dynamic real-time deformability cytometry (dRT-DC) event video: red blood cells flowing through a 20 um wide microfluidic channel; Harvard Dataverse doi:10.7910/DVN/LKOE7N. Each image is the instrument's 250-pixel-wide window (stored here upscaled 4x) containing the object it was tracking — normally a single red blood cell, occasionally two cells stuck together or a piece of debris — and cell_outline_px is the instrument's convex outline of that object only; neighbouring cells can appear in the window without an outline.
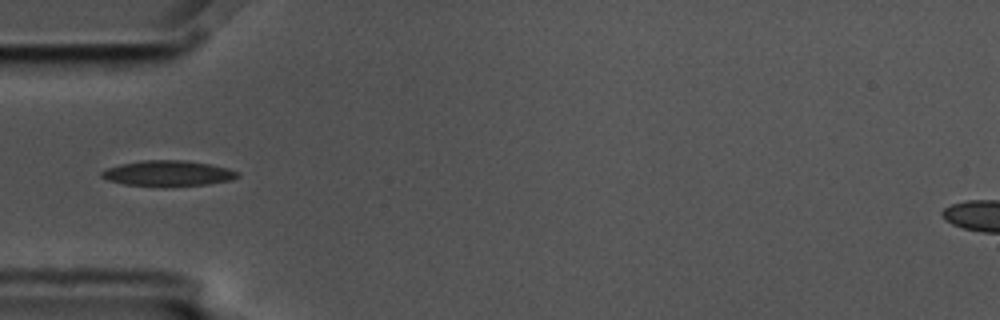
{"species": "common noctule bat (a hibernating species)", "species_latin": "Nyctalus noctula", "temperature_condition": "cold", "stored_images_in_passage": 8, "camera_frame_rate_fps": 3000, "um_per_image_px": 0.085, "animal": {"sex": "male", "body_mass_g": 17.5, "forearm_length_mm": 52.3}, "frame": {"image": 1, "passage_image": 5, "time_ms": 1.333, "image_size_px": [1000, 320], "cell_outline_px": [[240, 176], [232, 180], [208, 184], [164, 188], [124, 184], [108, 180], [100, 176], [100, 172], [108, 168], [120, 164], [140, 160], [184, 160], [208, 164], [228, 168], [240, 172]], "centroid_in_image_um": [14.29, 14.76], "position_along_channel_um": 70.7, "area_um2": 20.75}}